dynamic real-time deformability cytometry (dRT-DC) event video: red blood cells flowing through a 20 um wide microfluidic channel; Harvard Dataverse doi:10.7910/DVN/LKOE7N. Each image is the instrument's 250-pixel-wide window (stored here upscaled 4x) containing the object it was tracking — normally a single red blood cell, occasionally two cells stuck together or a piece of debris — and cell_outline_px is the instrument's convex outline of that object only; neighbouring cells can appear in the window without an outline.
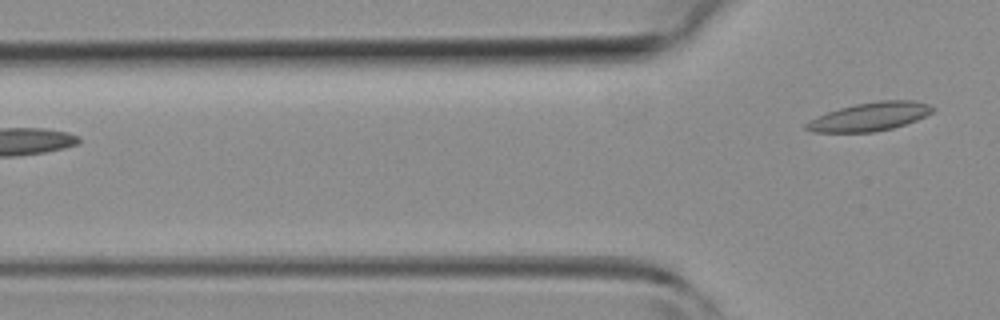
{"species": "common noctule bat (a hibernating species)", "species_latin": "Nyctalus noctula", "temperature_condition": "room temperature", "stored_images_in_passage": 3, "camera_frame_rate_fps": 3000, "um_per_image_px": 0.085, "animal": {"sex": "female", "body_mass_g": 19.3, "forearm_length_mm": 54.1}, "frame": {"image": 1, "passage_image": 3, "time_ms": 2.333, "image_size_px": [1000, 320], "cell_outline_px": [[936, 108], [932, 112], [916, 120], [892, 128], [872, 132], [812, 132], [804, 128], [804, 124], [816, 116], [840, 108], [856, 104], [880, 100], [912, 100], [928, 104]], "centroid_in_image_um": [73.91, 9.91], "position_along_channel_um": 51.9, "area_um2": 20.81}}